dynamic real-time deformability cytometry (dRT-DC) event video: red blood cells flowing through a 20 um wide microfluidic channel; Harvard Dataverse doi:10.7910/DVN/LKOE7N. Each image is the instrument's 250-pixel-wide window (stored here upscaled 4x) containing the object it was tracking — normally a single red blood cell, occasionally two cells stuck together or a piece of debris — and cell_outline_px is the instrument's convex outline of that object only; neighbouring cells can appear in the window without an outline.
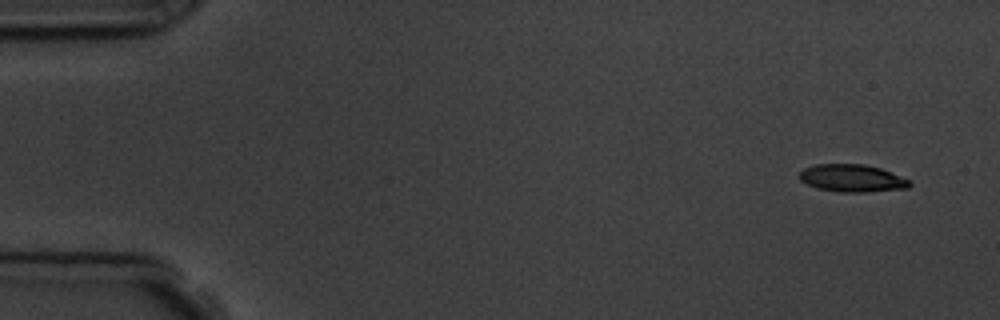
{"species": "common noctule bat (a hibernating species)", "species_latin": "Nyctalus noctula", "temperature_condition": "room temperature", "stored_images_in_passage": 4, "camera_frame_rate_fps": 3000, "um_per_image_px": 0.085, "animal": {"sex": "male", "body_mass_g": 19.5, "forearm_length_mm": 54.6}, "frame": {"image": 1, "passage_image": 1, "time_ms": 0.0, "image_size_px": [1000, 320], "cell_outline_px": [[912, 184], [908, 188], [868, 192], [840, 192], [816, 188], [800, 180], [800, 172], [804, 168], [816, 164], [864, 164], [880, 168], [908, 180]], "centroid_in_image_um": [72.41, 15.15], "position_along_channel_um": 12.6, "area_um2": 17.51}}